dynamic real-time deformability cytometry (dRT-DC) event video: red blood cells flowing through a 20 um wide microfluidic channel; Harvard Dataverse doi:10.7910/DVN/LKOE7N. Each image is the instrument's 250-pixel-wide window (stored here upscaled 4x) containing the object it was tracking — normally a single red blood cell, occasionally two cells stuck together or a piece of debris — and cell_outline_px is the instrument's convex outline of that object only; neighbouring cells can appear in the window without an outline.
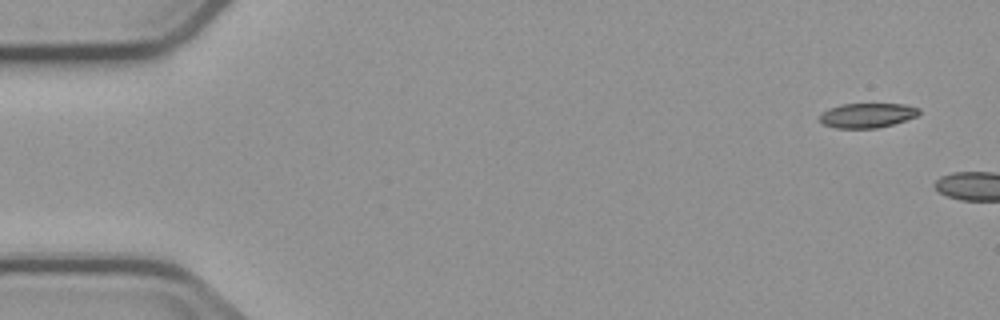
{"species": "common noctule bat (a hibernating species)", "species_latin": "Nyctalus noctula", "temperature_condition": "cold", "stored_images_in_passage": 4, "camera_frame_rate_fps": 3000, "um_per_image_px": 0.085, "animal": {"sex": "male", "body_mass_g": 23.1, "forearm_length_mm": 52.7}, "frame": {"image": 1, "passage_image": 1, "time_ms": 0.0, "image_size_px": [1000, 320], "cell_outline_px": [[920, 112], [916, 116], [892, 124], [876, 128], [836, 128], [824, 124], [820, 120], [820, 116], [828, 108], [840, 104], [904, 104], [920, 108]], "centroid_in_image_um": [73.71, 9.8], "position_along_channel_um": 11.3, "area_um2": 14.1}}